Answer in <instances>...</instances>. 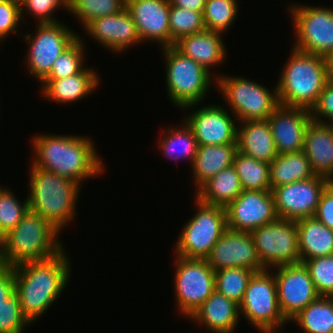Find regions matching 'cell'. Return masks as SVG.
<instances>
[{"instance_id":"6da1fadb","label":"cell","mask_w":333,"mask_h":333,"mask_svg":"<svg viewBox=\"0 0 333 333\" xmlns=\"http://www.w3.org/2000/svg\"><path fill=\"white\" fill-rule=\"evenodd\" d=\"M31 139L35 160L33 166L82 183L104 172L92 138L74 135H35ZM97 153V154H96Z\"/></svg>"},{"instance_id":"7a4b0ae2","label":"cell","mask_w":333,"mask_h":333,"mask_svg":"<svg viewBox=\"0 0 333 333\" xmlns=\"http://www.w3.org/2000/svg\"><path fill=\"white\" fill-rule=\"evenodd\" d=\"M64 250L46 261L29 262L13 268L15 294L30 323L40 318L60 297L70 279V260Z\"/></svg>"},{"instance_id":"3957f363","label":"cell","mask_w":333,"mask_h":333,"mask_svg":"<svg viewBox=\"0 0 333 333\" xmlns=\"http://www.w3.org/2000/svg\"><path fill=\"white\" fill-rule=\"evenodd\" d=\"M60 233L50 222L31 211L0 240V265L14 268L46 261L62 252Z\"/></svg>"},{"instance_id":"277c9868","label":"cell","mask_w":333,"mask_h":333,"mask_svg":"<svg viewBox=\"0 0 333 333\" xmlns=\"http://www.w3.org/2000/svg\"><path fill=\"white\" fill-rule=\"evenodd\" d=\"M289 57L277 84L280 105L311 111L328 83L327 59L295 48Z\"/></svg>"},{"instance_id":"5b68a950","label":"cell","mask_w":333,"mask_h":333,"mask_svg":"<svg viewBox=\"0 0 333 333\" xmlns=\"http://www.w3.org/2000/svg\"><path fill=\"white\" fill-rule=\"evenodd\" d=\"M29 174V211L38 214L60 231L76 215L81 184L33 165Z\"/></svg>"},{"instance_id":"8992f818","label":"cell","mask_w":333,"mask_h":333,"mask_svg":"<svg viewBox=\"0 0 333 333\" xmlns=\"http://www.w3.org/2000/svg\"><path fill=\"white\" fill-rule=\"evenodd\" d=\"M168 98L183 109L195 107L211 87V75L202 65L185 56L174 46L164 47ZM188 107V108H187Z\"/></svg>"},{"instance_id":"52a82bcc","label":"cell","mask_w":333,"mask_h":333,"mask_svg":"<svg viewBox=\"0 0 333 333\" xmlns=\"http://www.w3.org/2000/svg\"><path fill=\"white\" fill-rule=\"evenodd\" d=\"M216 88L224 96L229 105L230 113L241 121L267 120L280 105L277 87L270 91L265 86L243 77H217Z\"/></svg>"},{"instance_id":"ba28073f","label":"cell","mask_w":333,"mask_h":333,"mask_svg":"<svg viewBox=\"0 0 333 333\" xmlns=\"http://www.w3.org/2000/svg\"><path fill=\"white\" fill-rule=\"evenodd\" d=\"M196 202L198 211L179 234L175 247L176 255L206 259L227 230L226 210L221 206L206 205L198 199Z\"/></svg>"},{"instance_id":"9c48e42d","label":"cell","mask_w":333,"mask_h":333,"mask_svg":"<svg viewBox=\"0 0 333 333\" xmlns=\"http://www.w3.org/2000/svg\"><path fill=\"white\" fill-rule=\"evenodd\" d=\"M239 313L262 333L278 331L277 328L282 329L283 324L288 323L279 308L274 275L267 269L250 278L239 304Z\"/></svg>"},{"instance_id":"30bf717a","label":"cell","mask_w":333,"mask_h":333,"mask_svg":"<svg viewBox=\"0 0 333 333\" xmlns=\"http://www.w3.org/2000/svg\"><path fill=\"white\" fill-rule=\"evenodd\" d=\"M175 269L177 310L190 318L215 291V271L206 259L177 255Z\"/></svg>"},{"instance_id":"8fae6325","label":"cell","mask_w":333,"mask_h":333,"mask_svg":"<svg viewBox=\"0 0 333 333\" xmlns=\"http://www.w3.org/2000/svg\"><path fill=\"white\" fill-rule=\"evenodd\" d=\"M250 235L264 269L301 262L296 221L278 218Z\"/></svg>"},{"instance_id":"7c38bea8","label":"cell","mask_w":333,"mask_h":333,"mask_svg":"<svg viewBox=\"0 0 333 333\" xmlns=\"http://www.w3.org/2000/svg\"><path fill=\"white\" fill-rule=\"evenodd\" d=\"M296 50L328 57L333 52V9L294 4L289 8Z\"/></svg>"},{"instance_id":"4fadbf2b","label":"cell","mask_w":333,"mask_h":333,"mask_svg":"<svg viewBox=\"0 0 333 333\" xmlns=\"http://www.w3.org/2000/svg\"><path fill=\"white\" fill-rule=\"evenodd\" d=\"M37 24L34 36L27 34L24 37L25 42H29L25 62L30 74L41 82L50 73L56 59L79 35L61 22Z\"/></svg>"},{"instance_id":"5bb4252c","label":"cell","mask_w":333,"mask_h":333,"mask_svg":"<svg viewBox=\"0 0 333 333\" xmlns=\"http://www.w3.org/2000/svg\"><path fill=\"white\" fill-rule=\"evenodd\" d=\"M329 184V179L315 175L305 181L273 188L271 192L278 218L296 221L314 217L322 192Z\"/></svg>"},{"instance_id":"9a60e30c","label":"cell","mask_w":333,"mask_h":333,"mask_svg":"<svg viewBox=\"0 0 333 333\" xmlns=\"http://www.w3.org/2000/svg\"><path fill=\"white\" fill-rule=\"evenodd\" d=\"M275 270L279 308L289 322L320 296L304 263L278 266Z\"/></svg>"},{"instance_id":"2e32d148","label":"cell","mask_w":333,"mask_h":333,"mask_svg":"<svg viewBox=\"0 0 333 333\" xmlns=\"http://www.w3.org/2000/svg\"><path fill=\"white\" fill-rule=\"evenodd\" d=\"M227 229L248 232L278 219L271 191L243 190L226 208Z\"/></svg>"},{"instance_id":"e0dca14e","label":"cell","mask_w":333,"mask_h":333,"mask_svg":"<svg viewBox=\"0 0 333 333\" xmlns=\"http://www.w3.org/2000/svg\"><path fill=\"white\" fill-rule=\"evenodd\" d=\"M206 260L214 271L233 267L249 269L255 273L265 270L248 232L227 229L213 246Z\"/></svg>"},{"instance_id":"ac0fdd59","label":"cell","mask_w":333,"mask_h":333,"mask_svg":"<svg viewBox=\"0 0 333 333\" xmlns=\"http://www.w3.org/2000/svg\"><path fill=\"white\" fill-rule=\"evenodd\" d=\"M223 106L209 105L183 118L199 145L237 144V126Z\"/></svg>"},{"instance_id":"d6986e66","label":"cell","mask_w":333,"mask_h":333,"mask_svg":"<svg viewBox=\"0 0 333 333\" xmlns=\"http://www.w3.org/2000/svg\"><path fill=\"white\" fill-rule=\"evenodd\" d=\"M278 154L303 149L305 133L312 121L311 111L279 105L267 119Z\"/></svg>"},{"instance_id":"ffe728a7","label":"cell","mask_w":333,"mask_h":333,"mask_svg":"<svg viewBox=\"0 0 333 333\" xmlns=\"http://www.w3.org/2000/svg\"><path fill=\"white\" fill-rule=\"evenodd\" d=\"M126 9L141 42L156 41L161 48L170 47L169 0H126Z\"/></svg>"},{"instance_id":"44dd1931","label":"cell","mask_w":333,"mask_h":333,"mask_svg":"<svg viewBox=\"0 0 333 333\" xmlns=\"http://www.w3.org/2000/svg\"><path fill=\"white\" fill-rule=\"evenodd\" d=\"M87 35L112 52H123L141 42L136 25L127 9L96 18L85 27ZM129 47V48H128Z\"/></svg>"},{"instance_id":"7402d4cb","label":"cell","mask_w":333,"mask_h":333,"mask_svg":"<svg viewBox=\"0 0 333 333\" xmlns=\"http://www.w3.org/2000/svg\"><path fill=\"white\" fill-rule=\"evenodd\" d=\"M303 153L315 175L333 179V128L330 123L311 121L305 133Z\"/></svg>"},{"instance_id":"603a6c76","label":"cell","mask_w":333,"mask_h":333,"mask_svg":"<svg viewBox=\"0 0 333 333\" xmlns=\"http://www.w3.org/2000/svg\"><path fill=\"white\" fill-rule=\"evenodd\" d=\"M221 37L222 33L205 29L180 38L174 47L211 72L210 68L218 67L226 59V48Z\"/></svg>"},{"instance_id":"cb8c5ba5","label":"cell","mask_w":333,"mask_h":333,"mask_svg":"<svg viewBox=\"0 0 333 333\" xmlns=\"http://www.w3.org/2000/svg\"><path fill=\"white\" fill-rule=\"evenodd\" d=\"M239 315L237 303L214 291L190 319L205 325L212 333H233Z\"/></svg>"},{"instance_id":"d4e9b609","label":"cell","mask_w":333,"mask_h":333,"mask_svg":"<svg viewBox=\"0 0 333 333\" xmlns=\"http://www.w3.org/2000/svg\"><path fill=\"white\" fill-rule=\"evenodd\" d=\"M99 76L92 68L61 79H43L42 94L48 100L59 103H71L93 93L99 85ZM44 92V93H43Z\"/></svg>"},{"instance_id":"484cf974","label":"cell","mask_w":333,"mask_h":333,"mask_svg":"<svg viewBox=\"0 0 333 333\" xmlns=\"http://www.w3.org/2000/svg\"><path fill=\"white\" fill-rule=\"evenodd\" d=\"M237 127V149L256 160L271 163L278 156L267 120L240 121Z\"/></svg>"},{"instance_id":"4316f807","label":"cell","mask_w":333,"mask_h":333,"mask_svg":"<svg viewBox=\"0 0 333 333\" xmlns=\"http://www.w3.org/2000/svg\"><path fill=\"white\" fill-rule=\"evenodd\" d=\"M237 151V144L199 145L191 166L196 189L219 171L232 166Z\"/></svg>"},{"instance_id":"83f0119b","label":"cell","mask_w":333,"mask_h":333,"mask_svg":"<svg viewBox=\"0 0 333 333\" xmlns=\"http://www.w3.org/2000/svg\"><path fill=\"white\" fill-rule=\"evenodd\" d=\"M301 263L333 254V231L315 217L296 220Z\"/></svg>"},{"instance_id":"f1b7e54d","label":"cell","mask_w":333,"mask_h":333,"mask_svg":"<svg viewBox=\"0 0 333 333\" xmlns=\"http://www.w3.org/2000/svg\"><path fill=\"white\" fill-rule=\"evenodd\" d=\"M242 191L239 176L232 165L206 181L197 190L195 199L206 205L226 208Z\"/></svg>"},{"instance_id":"f546056e","label":"cell","mask_w":333,"mask_h":333,"mask_svg":"<svg viewBox=\"0 0 333 333\" xmlns=\"http://www.w3.org/2000/svg\"><path fill=\"white\" fill-rule=\"evenodd\" d=\"M271 190L284 184L305 181L315 176L303 151L278 154L269 164Z\"/></svg>"},{"instance_id":"4dcf8cb0","label":"cell","mask_w":333,"mask_h":333,"mask_svg":"<svg viewBox=\"0 0 333 333\" xmlns=\"http://www.w3.org/2000/svg\"><path fill=\"white\" fill-rule=\"evenodd\" d=\"M291 321L305 333H333V297H319Z\"/></svg>"},{"instance_id":"1f68e13d","label":"cell","mask_w":333,"mask_h":333,"mask_svg":"<svg viewBox=\"0 0 333 333\" xmlns=\"http://www.w3.org/2000/svg\"><path fill=\"white\" fill-rule=\"evenodd\" d=\"M233 166L243 190L271 191L269 163L256 160L237 151Z\"/></svg>"},{"instance_id":"d6a6232c","label":"cell","mask_w":333,"mask_h":333,"mask_svg":"<svg viewBox=\"0 0 333 333\" xmlns=\"http://www.w3.org/2000/svg\"><path fill=\"white\" fill-rule=\"evenodd\" d=\"M182 124L178 129L171 127L167 131L164 130V137L158 140L160 141L158 145L168 158L173 160L188 157L186 159L191 161L192 166L199 144L191 127L185 120Z\"/></svg>"},{"instance_id":"836d02e7","label":"cell","mask_w":333,"mask_h":333,"mask_svg":"<svg viewBox=\"0 0 333 333\" xmlns=\"http://www.w3.org/2000/svg\"><path fill=\"white\" fill-rule=\"evenodd\" d=\"M254 273L252 270L239 267L215 271V291L239 305Z\"/></svg>"},{"instance_id":"e575fe53","label":"cell","mask_w":333,"mask_h":333,"mask_svg":"<svg viewBox=\"0 0 333 333\" xmlns=\"http://www.w3.org/2000/svg\"><path fill=\"white\" fill-rule=\"evenodd\" d=\"M126 9V0H68V11L77 16L85 27L96 18L109 16Z\"/></svg>"},{"instance_id":"d590c367","label":"cell","mask_w":333,"mask_h":333,"mask_svg":"<svg viewBox=\"0 0 333 333\" xmlns=\"http://www.w3.org/2000/svg\"><path fill=\"white\" fill-rule=\"evenodd\" d=\"M170 46L180 38L204 31L203 12H197L170 5L169 9Z\"/></svg>"},{"instance_id":"8d00e7d4","label":"cell","mask_w":333,"mask_h":333,"mask_svg":"<svg viewBox=\"0 0 333 333\" xmlns=\"http://www.w3.org/2000/svg\"><path fill=\"white\" fill-rule=\"evenodd\" d=\"M238 8L237 0H206L203 12L206 30L223 34L235 21Z\"/></svg>"},{"instance_id":"74e56055","label":"cell","mask_w":333,"mask_h":333,"mask_svg":"<svg viewBox=\"0 0 333 333\" xmlns=\"http://www.w3.org/2000/svg\"><path fill=\"white\" fill-rule=\"evenodd\" d=\"M83 45V41L78 37L56 59L50 73L44 79H61L82 72L85 69Z\"/></svg>"},{"instance_id":"f35d334b","label":"cell","mask_w":333,"mask_h":333,"mask_svg":"<svg viewBox=\"0 0 333 333\" xmlns=\"http://www.w3.org/2000/svg\"><path fill=\"white\" fill-rule=\"evenodd\" d=\"M320 297H333V254L303 262Z\"/></svg>"},{"instance_id":"ab89813d","label":"cell","mask_w":333,"mask_h":333,"mask_svg":"<svg viewBox=\"0 0 333 333\" xmlns=\"http://www.w3.org/2000/svg\"><path fill=\"white\" fill-rule=\"evenodd\" d=\"M7 189L0 197V240L14 229L29 211L27 197L22 204L10 189Z\"/></svg>"},{"instance_id":"60d3db41","label":"cell","mask_w":333,"mask_h":333,"mask_svg":"<svg viewBox=\"0 0 333 333\" xmlns=\"http://www.w3.org/2000/svg\"><path fill=\"white\" fill-rule=\"evenodd\" d=\"M30 324L14 292L0 305V333H23L25 326Z\"/></svg>"},{"instance_id":"b9f144b4","label":"cell","mask_w":333,"mask_h":333,"mask_svg":"<svg viewBox=\"0 0 333 333\" xmlns=\"http://www.w3.org/2000/svg\"><path fill=\"white\" fill-rule=\"evenodd\" d=\"M59 7L68 10V0H20L21 17L26 9L29 14L37 17L39 24L58 22L52 13H56Z\"/></svg>"},{"instance_id":"7bdbcfd3","label":"cell","mask_w":333,"mask_h":333,"mask_svg":"<svg viewBox=\"0 0 333 333\" xmlns=\"http://www.w3.org/2000/svg\"><path fill=\"white\" fill-rule=\"evenodd\" d=\"M21 18L20 0H0V40L17 32Z\"/></svg>"},{"instance_id":"ee69618b","label":"cell","mask_w":333,"mask_h":333,"mask_svg":"<svg viewBox=\"0 0 333 333\" xmlns=\"http://www.w3.org/2000/svg\"><path fill=\"white\" fill-rule=\"evenodd\" d=\"M312 120L320 123L333 119V86L327 83L319 95L316 105L311 109ZM323 120H322V119Z\"/></svg>"},{"instance_id":"f6af8a7d","label":"cell","mask_w":333,"mask_h":333,"mask_svg":"<svg viewBox=\"0 0 333 333\" xmlns=\"http://www.w3.org/2000/svg\"><path fill=\"white\" fill-rule=\"evenodd\" d=\"M314 217L333 231V185L331 183L322 192Z\"/></svg>"},{"instance_id":"bcb514c9","label":"cell","mask_w":333,"mask_h":333,"mask_svg":"<svg viewBox=\"0 0 333 333\" xmlns=\"http://www.w3.org/2000/svg\"><path fill=\"white\" fill-rule=\"evenodd\" d=\"M15 292L13 268L0 265V305Z\"/></svg>"},{"instance_id":"7dc6e473","label":"cell","mask_w":333,"mask_h":333,"mask_svg":"<svg viewBox=\"0 0 333 333\" xmlns=\"http://www.w3.org/2000/svg\"><path fill=\"white\" fill-rule=\"evenodd\" d=\"M170 5L192 11L204 12L206 0H169Z\"/></svg>"},{"instance_id":"c3c4849f","label":"cell","mask_w":333,"mask_h":333,"mask_svg":"<svg viewBox=\"0 0 333 333\" xmlns=\"http://www.w3.org/2000/svg\"><path fill=\"white\" fill-rule=\"evenodd\" d=\"M327 59V65H328V71H333V52L326 57Z\"/></svg>"},{"instance_id":"681fc988","label":"cell","mask_w":333,"mask_h":333,"mask_svg":"<svg viewBox=\"0 0 333 333\" xmlns=\"http://www.w3.org/2000/svg\"><path fill=\"white\" fill-rule=\"evenodd\" d=\"M328 83L333 86V71H328Z\"/></svg>"},{"instance_id":"f907efd6","label":"cell","mask_w":333,"mask_h":333,"mask_svg":"<svg viewBox=\"0 0 333 333\" xmlns=\"http://www.w3.org/2000/svg\"><path fill=\"white\" fill-rule=\"evenodd\" d=\"M5 190H6L5 188L0 187V197H1V194H2Z\"/></svg>"},{"instance_id":"816d5d0a","label":"cell","mask_w":333,"mask_h":333,"mask_svg":"<svg viewBox=\"0 0 333 333\" xmlns=\"http://www.w3.org/2000/svg\"><path fill=\"white\" fill-rule=\"evenodd\" d=\"M329 123H331L330 125H331L332 128H333V119H332Z\"/></svg>"}]
</instances>
